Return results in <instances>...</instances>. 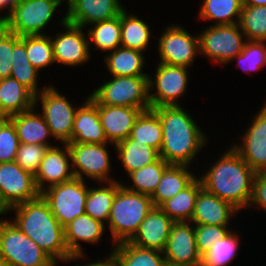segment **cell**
<instances>
[{"instance_id": "cell-53", "label": "cell", "mask_w": 266, "mask_h": 266, "mask_svg": "<svg viewBox=\"0 0 266 266\" xmlns=\"http://www.w3.org/2000/svg\"><path fill=\"white\" fill-rule=\"evenodd\" d=\"M0 266H7V263L0 258Z\"/></svg>"}, {"instance_id": "cell-20", "label": "cell", "mask_w": 266, "mask_h": 266, "mask_svg": "<svg viewBox=\"0 0 266 266\" xmlns=\"http://www.w3.org/2000/svg\"><path fill=\"white\" fill-rule=\"evenodd\" d=\"M105 227V224L87 214L78 216L67 224L64 227V239L67 249L72 255L67 264L77 259H86L87 255L83 252L84 248L80 243L99 244L106 231Z\"/></svg>"}, {"instance_id": "cell-37", "label": "cell", "mask_w": 266, "mask_h": 266, "mask_svg": "<svg viewBox=\"0 0 266 266\" xmlns=\"http://www.w3.org/2000/svg\"><path fill=\"white\" fill-rule=\"evenodd\" d=\"M161 157L153 163L131 172L127 177L133 185H122L133 192L151 196L159 184L165 169L169 166Z\"/></svg>"}, {"instance_id": "cell-7", "label": "cell", "mask_w": 266, "mask_h": 266, "mask_svg": "<svg viewBox=\"0 0 266 266\" xmlns=\"http://www.w3.org/2000/svg\"><path fill=\"white\" fill-rule=\"evenodd\" d=\"M65 0H19L6 15L7 29L19 37L46 35L58 8Z\"/></svg>"}, {"instance_id": "cell-30", "label": "cell", "mask_w": 266, "mask_h": 266, "mask_svg": "<svg viewBox=\"0 0 266 266\" xmlns=\"http://www.w3.org/2000/svg\"><path fill=\"white\" fill-rule=\"evenodd\" d=\"M117 151V158L129 175L160 158L159 151L151 146L142 144L130 136L113 146Z\"/></svg>"}, {"instance_id": "cell-6", "label": "cell", "mask_w": 266, "mask_h": 266, "mask_svg": "<svg viewBox=\"0 0 266 266\" xmlns=\"http://www.w3.org/2000/svg\"><path fill=\"white\" fill-rule=\"evenodd\" d=\"M7 219L0 222V258L7 266H52L56 263L36 242Z\"/></svg>"}, {"instance_id": "cell-29", "label": "cell", "mask_w": 266, "mask_h": 266, "mask_svg": "<svg viewBox=\"0 0 266 266\" xmlns=\"http://www.w3.org/2000/svg\"><path fill=\"white\" fill-rule=\"evenodd\" d=\"M104 57L105 66L112 76H148L143 71L146 65L145 54L141 51L118 47L107 52Z\"/></svg>"}, {"instance_id": "cell-5", "label": "cell", "mask_w": 266, "mask_h": 266, "mask_svg": "<svg viewBox=\"0 0 266 266\" xmlns=\"http://www.w3.org/2000/svg\"><path fill=\"white\" fill-rule=\"evenodd\" d=\"M89 96L98 105L151 109L148 76H111ZM110 79V80H109Z\"/></svg>"}, {"instance_id": "cell-27", "label": "cell", "mask_w": 266, "mask_h": 266, "mask_svg": "<svg viewBox=\"0 0 266 266\" xmlns=\"http://www.w3.org/2000/svg\"><path fill=\"white\" fill-rule=\"evenodd\" d=\"M190 168V169H189ZM197 177L187 165L170 164L164 171L155 192L150 196L154 207H160L188 187Z\"/></svg>"}, {"instance_id": "cell-46", "label": "cell", "mask_w": 266, "mask_h": 266, "mask_svg": "<svg viewBox=\"0 0 266 266\" xmlns=\"http://www.w3.org/2000/svg\"><path fill=\"white\" fill-rule=\"evenodd\" d=\"M13 32L8 29L0 36V79L10 77L13 57Z\"/></svg>"}, {"instance_id": "cell-51", "label": "cell", "mask_w": 266, "mask_h": 266, "mask_svg": "<svg viewBox=\"0 0 266 266\" xmlns=\"http://www.w3.org/2000/svg\"><path fill=\"white\" fill-rule=\"evenodd\" d=\"M7 30L6 16L0 15V36Z\"/></svg>"}, {"instance_id": "cell-13", "label": "cell", "mask_w": 266, "mask_h": 266, "mask_svg": "<svg viewBox=\"0 0 266 266\" xmlns=\"http://www.w3.org/2000/svg\"><path fill=\"white\" fill-rule=\"evenodd\" d=\"M183 25L171 24L164 28L157 41L158 63L172 66L191 67L199 52L198 35H192Z\"/></svg>"}, {"instance_id": "cell-8", "label": "cell", "mask_w": 266, "mask_h": 266, "mask_svg": "<svg viewBox=\"0 0 266 266\" xmlns=\"http://www.w3.org/2000/svg\"><path fill=\"white\" fill-rule=\"evenodd\" d=\"M65 96L49 84L35 96L34 104L35 108L41 105L42 112L39 113L50 128L53 139L60 141L61 144H68L72 140L74 118L78 109Z\"/></svg>"}, {"instance_id": "cell-16", "label": "cell", "mask_w": 266, "mask_h": 266, "mask_svg": "<svg viewBox=\"0 0 266 266\" xmlns=\"http://www.w3.org/2000/svg\"><path fill=\"white\" fill-rule=\"evenodd\" d=\"M264 103L244 129L241 141L231 145L255 173H266V101Z\"/></svg>"}, {"instance_id": "cell-15", "label": "cell", "mask_w": 266, "mask_h": 266, "mask_svg": "<svg viewBox=\"0 0 266 266\" xmlns=\"http://www.w3.org/2000/svg\"><path fill=\"white\" fill-rule=\"evenodd\" d=\"M39 196L34 175L15 161L0 163V204L6 211Z\"/></svg>"}, {"instance_id": "cell-34", "label": "cell", "mask_w": 266, "mask_h": 266, "mask_svg": "<svg viewBox=\"0 0 266 266\" xmlns=\"http://www.w3.org/2000/svg\"><path fill=\"white\" fill-rule=\"evenodd\" d=\"M87 27H90L88 31L86 30L88 32L89 50L93 46L95 47L94 50L107 53L121 47L120 15L109 20L91 24Z\"/></svg>"}, {"instance_id": "cell-19", "label": "cell", "mask_w": 266, "mask_h": 266, "mask_svg": "<svg viewBox=\"0 0 266 266\" xmlns=\"http://www.w3.org/2000/svg\"><path fill=\"white\" fill-rule=\"evenodd\" d=\"M66 21L86 28L119 16L125 9L121 0H66Z\"/></svg>"}, {"instance_id": "cell-48", "label": "cell", "mask_w": 266, "mask_h": 266, "mask_svg": "<svg viewBox=\"0 0 266 266\" xmlns=\"http://www.w3.org/2000/svg\"><path fill=\"white\" fill-rule=\"evenodd\" d=\"M75 266H117V264L113 254L110 252L107 257L105 256V258H103V260L99 259L96 261L93 260V262L92 261L91 262L89 261L87 263L85 262L84 265L83 264L80 265L77 262Z\"/></svg>"}, {"instance_id": "cell-40", "label": "cell", "mask_w": 266, "mask_h": 266, "mask_svg": "<svg viewBox=\"0 0 266 266\" xmlns=\"http://www.w3.org/2000/svg\"><path fill=\"white\" fill-rule=\"evenodd\" d=\"M238 24L247 40L266 41V5H243Z\"/></svg>"}, {"instance_id": "cell-52", "label": "cell", "mask_w": 266, "mask_h": 266, "mask_svg": "<svg viewBox=\"0 0 266 266\" xmlns=\"http://www.w3.org/2000/svg\"><path fill=\"white\" fill-rule=\"evenodd\" d=\"M6 215L7 214V211L1 206V204H0V222L3 220L2 218L3 217H1V216H3V215Z\"/></svg>"}, {"instance_id": "cell-4", "label": "cell", "mask_w": 266, "mask_h": 266, "mask_svg": "<svg viewBox=\"0 0 266 266\" xmlns=\"http://www.w3.org/2000/svg\"><path fill=\"white\" fill-rule=\"evenodd\" d=\"M153 207L149 195L130 191L118 180L117 193L106 224L112 236V245L130 241Z\"/></svg>"}, {"instance_id": "cell-10", "label": "cell", "mask_w": 266, "mask_h": 266, "mask_svg": "<svg viewBox=\"0 0 266 266\" xmlns=\"http://www.w3.org/2000/svg\"><path fill=\"white\" fill-rule=\"evenodd\" d=\"M108 144L111 147L114 145L112 143H68L74 176L82 180L90 178L95 183L115 181L116 179L110 175L113 166Z\"/></svg>"}, {"instance_id": "cell-35", "label": "cell", "mask_w": 266, "mask_h": 266, "mask_svg": "<svg viewBox=\"0 0 266 266\" xmlns=\"http://www.w3.org/2000/svg\"><path fill=\"white\" fill-rule=\"evenodd\" d=\"M202 189L197 177L188 187L180 191L173 198L165 201L159 208L174 222L191 221L195 210L198 192Z\"/></svg>"}, {"instance_id": "cell-18", "label": "cell", "mask_w": 266, "mask_h": 266, "mask_svg": "<svg viewBox=\"0 0 266 266\" xmlns=\"http://www.w3.org/2000/svg\"><path fill=\"white\" fill-rule=\"evenodd\" d=\"M63 147L55 145L49 147L43 157L39 170L35 174V183L39 192L47 188L73 179L71 155L67 144Z\"/></svg>"}, {"instance_id": "cell-17", "label": "cell", "mask_w": 266, "mask_h": 266, "mask_svg": "<svg viewBox=\"0 0 266 266\" xmlns=\"http://www.w3.org/2000/svg\"><path fill=\"white\" fill-rule=\"evenodd\" d=\"M163 255L167 266H202L192 222L179 221L172 224Z\"/></svg>"}, {"instance_id": "cell-41", "label": "cell", "mask_w": 266, "mask_h": 266, "mask_svg": "<svg viewBox=\"0 0 266 266\" xmlns=\"http://www.w3.org/2000/svg\"><path fill=\"white\" fill-rule=\"evenodd\" d=\"M25 46L30 63L40 73L55 64L50 34L25 36Z\"/></svg>"}, {"instance_id": "cell-49", "label": "cell", "mask_w": 266, "mask_h": 266, "mask_svg": "<svg viewBox=\"0 0 266 266\" xmlns=\"http://www.w3.org/2000/svg\"><path fill=\"white\" fill-rule=\"evenodd\" d=\"M19 0H0V14L6 10L4 16H6Z\"/></svg>"}, {"instance_id": "cell-9", "label": "cell", "mask_w": 266, "mask_h": 266, "mask_svg": "<svg viewBox=\"0 0 266 266\" xmlns=\"http://www.w3.org/2000/svg\"><path fill=\"white\" fill-rule=\"evenodd\" d=\"M198 34L199 55L218 65H227L239 55L247 42L239 24L210 25Z\"/></svg>"}, {"instance_id": "cell-11", "label": "cell", "mask_w": 266, "mask_h": 266, "mask_svg": "<svg viewBox=\"0 0 266 266\" xmlns=\"http://www.w3.org/2000/svg\"><path fill=\"white\" fill-rule=\"evenodd\" d=\"M89 187L86 180L74 177L40 193L59 223L65 227L76 217L85 214Z\"/></svg>"}, {"instance_id": "cell-3", "label": "cell", "mask_w": 266, "mask_h": 266, "mask_svg": "<svg viewBox=\"0 0 266 266\" xmlns=\"http://www.w3.org/2000/svg\"><path fill=\"white\" fill-rule=\"evenodd\" d=\"M10 212L15 214L10 221L36 242L56 263L65 264L71 259L72 255L64 239V227L41 195L32 201L10 208L7 214Z\"/></svg>"}, {"instance_id": "cell-21", "label": "cell", "mask_w": 266, "mask_h": 266, "mask_svg": "<svg viewBox=\"0 0 266 266\" xmlns=\"http://www.w3.org/2000/svg\"><path fill=\"white\" fill-rule=\"evenodd\" d=\"M173 223L159 207H153L129 242L141 248L163 252Z\"/></svg>"}, {"instance_id": "cell-38", "label": "cell", "mask_w": 266, "mask_h": 266, "mask_svg": "<svg viewBox=\"0 0 266 266\" xmlns=\"http://www.w3.org/2000/svg\"><path fill=\"white\" fill-rule=\"evenodd\" d=\"M130 137L159 151L162 145V126L158 115L152 109L143 111L137 118Z\"/></svg>"}, {"instance_id": "cell-26", "label": "cell", "mask_w": 266, "mask_h": 266, "mask_svg": "<svg viewBox=\"0 0 266 266\" xmlns=\"http://www.w3.org/2000/svg\"><path fill=\"white\" fill-rule=\"evenodd\" d=\"M35 95L12 77L0 79V116L8 118L34 108Z\"/></svg>"}, {"instance_id": "cell-32", "label": "cell", "mask_w": 266, "mask_h": 266, "mask_svg": "<svg viewBox=\"0 0 266 266\" xmlns=\"http://www.w3.org/2000/svg\"><path fill=\"white\" fill-rule=\"evenodd\" d=\"M111 248L117 266H167L163 252L138 247L129 241Z\"/></svg>"}, {"instance_id": "cell-14", "label": "cell", "mask_w": 266, "mask_h": 266, "mask_svg": "<svg viewBox=\"0 0 266 266\" xmlns=\"http://www.w3.org/2000/svg\"><path fill=\"white\" fill-rule=\"evenodd\" d=\"M60 25L65 31L50 36L53 46L55 64L69 67L82 66L88 63L91 58L89 50L88 35L84 28L66 21V14H63ZM89 60V61H88Z\"/></svg>"}, {"instance_id": "cell-47", "label": "cell", "mask_w": 266, "mask_h": 266, "mask_svg": "<svg viewBox=\"0 0 266 266\" xmlns=\"http://www.w3.org/2000/svg\"><path fill=\"white\" fill-rule=\"evenodd\" d=\"M257 207L266 211V173H256L253 181V193L248 208Z\"/></svg>"}, {"instance_id": "cell-1", "label": "cell", "mask_w": 266, "mask_h": 266, "mask_svg": "<svg viewBox=\"0 0 266 266\" xmlns=\"http://www.w3.org/2000/svg\"><path fill=\"white\" fill-rule=\"evenodd\" d=\"M182 106V107H181ZM162 126L160 157L168 164L191 166L208 144V136L183 105L151 108Z\"/></svg>"}, {"instance_id": "cell-42", "label": "cell", "mask_w": 266, "mask_h": 266, "mask_svg": "<svg viewBox=\"0 0 266 266\" xmlns=\"http://www.w3.org/2000/svg\"><path fill=\"white\" fill-rule=\"evenodd\" d=\"M236 66L246 73H253L266 66V41L247 40L243 51L234 57ZM253 71V72H252Z\"/></svg>"}, {"instance_id": "cell-43", "label": "cell", "mask_w": 266, "mask_h": 266, "mask_svg": "<svg viewBox=\"0 0 266 266\" xmlns=\"http://www.w3.org/2000/svg\"><path fill=\"white\" fill-rule=\"evenodd\" d=\"M20 141L14 124L8 118L0 119V163L16 159Z\"/></svg>"}, {"instance_id": "cell-24", "label": "cell", "mask_w": 266, "mask_h": 266, "mask_svg": "<svg viewBox=\"0 0 266 266\" xmlns=\"http://www.w3.org/2000/svg\"><path fill=\"white\" fill-rule=\"evenodd\" d=\"M238 213L239 211L230 203L202 188L197 194L190 222L209 226H231V219L233 220L235 214L239 215Z\"/></svg>"}, {"instance_id": "cell-39", "label": "cell", "mask_w": 266, "mask_h": 266, "mask_svg": "<svg viewBox=\"0 0 266 266\" xmlns=\"http://www.w3.org/2000/svg\"><path fill=\"white\" fill-rule=\"evenodd\" d=\"M236 230H232L222 239L216 241L202 257V266H229L238 256L240 238Z\"/></svg>"}, {"instance_id": "cell-22", "label": "cell", "mask_w": 266, "mask_h": 266, "mask_svg": "<svg viewBox=\"0 0 266 266\" xmlns=\"http://www.w3.org/2000/svg\"><path fill=\"white\" fill-rule=\"evenodd\" d=\"M143 111L136 107L98 105L100 121L108 142L116 145L128 138Z\"/></svg>"}, {"instance_id": "cell-28", "label": "cell", "mask_w": 266, "mask_h": 266, "mask_svg": "<svg viewBox=\"0 0 266 266\" xmlns=\"http://www.w3.org/2000/svg\"><path fill=\"white\" fill-rule=\"evenodd\" d=\"M12 55L10 77L28 88L35 96L38 95L47 86H42V89L38 86V81L40 80L39 71L30 63L27 57L25 36L19 37L17 34L13 33Z\"/></svg>"}, {"instance_id": "cell-45", "label": "cell", "mask_w": 266, "mask_h": 266, "mask_svg": "<svg viewBox=\"0 0 266 266\" xmlns=\"http://www.w3.org/2000/svg\"><path fill=\"white\" fill-rule=\"evenodd\" d=\"M231 228V226L194 224L199 254L203 257L216 241L224 238L232 230Z\"/></svg>"}, {"instance_id": "cell-2", "label": "cell", "mask_w": 266, "mask_h": 266, "mask_svg": "<svg viewBox=\"0 0 266 266\" xmlns=\"http://www.w3.org/2000/svg\"><path fill=\"white\" fill-rule=\"evenodd\" d=\"M222 154L199 177L202 188L230 203L239 212L241 209L246 211L252 198L256 173L231 145Z\"/></svg>"}, {"instance_id": "cell-50", "label": "cell", "mask_w": 266, "mask_h": 266, "mask_svg": "<svg viewBox=\"0 0 266 266\" xmlns=\"http://www.w3.org/2000/svg\"><path fill=\"white\" fill-rule=\"evenodd\" d=\"M242 5H245V6H263V5H266V0H242Z\"/></svg>"}, {"instance_id": "cell-23", "label": "cell", "mask_w": 266, "mask_h": 266, "mask_svg": "<svg viewBox=\"0 0 266 266\" xmlns=\"http://www.w3.org/2000/svg\"><path fill=\"white\" fill-rule=\"evenodd\" d=\"M72 129V140L75 143H109L98 113V104L88 95L84 103L78 105Z\"/></svg>"}, {"instance_id": "cell-36", "label": "cell", "mask_w": 266, "mask_h": 266, "mask_svg": "<svg viewBox=\"0 0 266 266\" xmlns=\"http://www.w3.org/2000/svg\"><path fill=\"white\" fill-rule=\"evenodd\" d=\"M242 6V0H204L198 17L203 21H212L214 26L238 24Z\"/></svg>"}, {"instance_id": "cell-25", "label": "cell", "mask_w": 266, "mask_h": 266, "mask_svg": "<svg viewBox=\"0 0 266 266\" xmlns=\"http://www.w3.org/2000/svg\"><path fill=\"white\" fill-rule=\"evenodd\" d=\"M36 110L38 109L34 107L29 111L8 117L15 126L20 143L39 144L49 147L57 145L50 143L49 139H53L50 128L43 116Z\"/></svg>"}, {"instance_id": "cell-44", "label": "cell", "mask_w": 266, "mask_h": 266, "mask_svg": "<svg viewBox=\"0 0 266 266\" xmlns=\"http://www.w3.org/2000/svg\"><path fill=\"white\" fill-rule=\"evenodd\" d=\"M48 149L49 146L20 143L15 162L22 169L35 176Z\"/></svg>"}, {"instance_id": "cell-31", "label": "cell", "mask_w": 266, "mask_h": 266, "mask_svg": "<svg viewBox=\"0 0 266 266\" xmlns=\"http://www.w3.org/2000/svg\"><path fill=\"white\" fill-rule=\"evenodd\" d=\"M139 17L128 13L126 8L120 13L121 47L146 53L153 33L148 22H144Z\"/></svg>"}, {"instance_id": "cell-12", "label": "cell", "mask_w": 266, "mask_h": 266, "mask_svg": "<svg viewBox=\"0 0 266 266\" xmlns=\"http://www.w3.org/2000/svg\"><path fill=\"white\" fill-rule=\"evenodd\" d=\"M155 69L154 77L148 75L151 108L181 105L180 99L187 95L190 69L163 63H158Z\"/></svg>"}, {"instance_id": "cell-33", "label": "cell", "mask_w": 266, "mask_h": 266, "mask_svg": "<svg viewBox=\"0 0 266 266\" xmlns=\"http://www.w3.org/2000/svg\"><path fill=\"white\" fill-rule=\"evenodd\" d=\"M85 201V214L106 225L110 216L113 200L117 193V180L100 182V185L89 186Z\"/></svg>"}]
</instances>
